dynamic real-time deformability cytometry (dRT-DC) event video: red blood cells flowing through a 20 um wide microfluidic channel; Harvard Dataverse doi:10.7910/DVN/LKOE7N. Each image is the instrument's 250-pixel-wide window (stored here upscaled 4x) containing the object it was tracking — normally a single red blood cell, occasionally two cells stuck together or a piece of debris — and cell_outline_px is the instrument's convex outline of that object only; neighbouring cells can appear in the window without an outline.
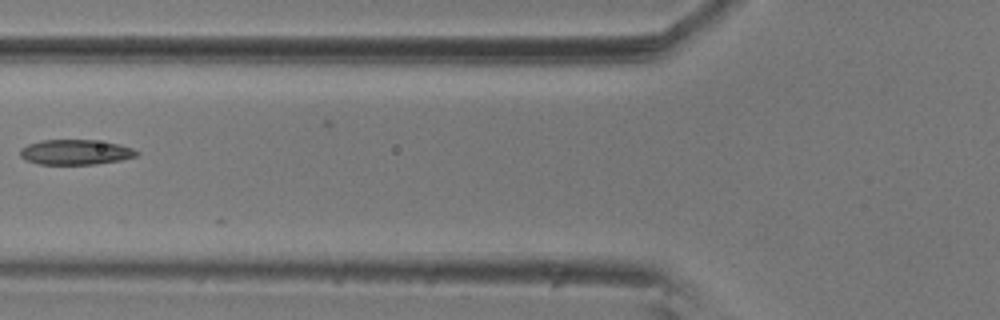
{"species": "common noctule bat (a hibernating species)", "species_latin": "Nyctalus noctula", "temperature_condition": "room temperature", "stored_images_in_passage": 3, "camera_frame_rate_fps": 3000, "um_per_image_px": 0.085, "animal": {"sex": "male", "body_mass_g": 20.5, "forearm_length_mm": 52.5}, "frame": {"image": 1, "passage_image": 2, "time_ms": 0.333, "image_size_px": [1000, 320], "cell_outline_px": [[140, 152], [136, 156], [120, 160], [96, 164], [40, 164], [28, 160], [20, 156], [20, 148], [28, 144], [40, 140], [96, 140], [120, 144], [132, 148]], "centroid_in_image_um": [6.43, 12.92], "position_along_channel_um": 119.4, "area_um2": 16.99}}
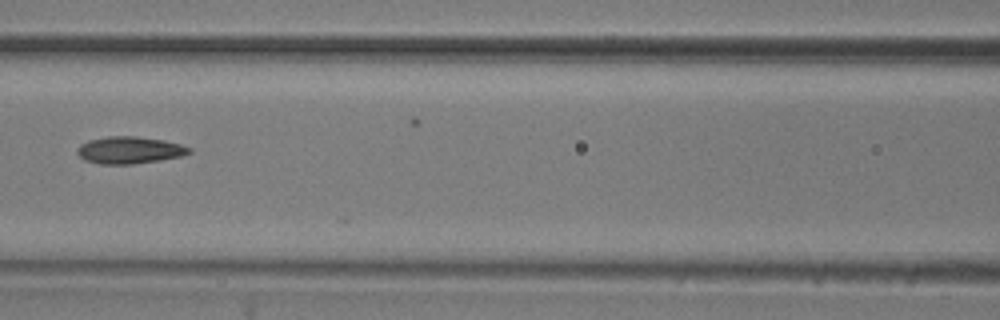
{"frame": {"image": 2, "passage_image": 3, "time_ms": 0.667, "image_size_px": [1000, 320], "cell_outline_px": [[192, 152], [180, 156], [160, 160], [132, 164], [100, 164], [84, 160], [76, 152], [76, 148], [80, 144], [88, 140], [108, 136], [136, 136], [164, 140], [180, 144], [192, 148]], "centroid_in_image_um": [10.99, 12.75], "position_along_channel_um": 155.6, "area_um2": 17.74}}